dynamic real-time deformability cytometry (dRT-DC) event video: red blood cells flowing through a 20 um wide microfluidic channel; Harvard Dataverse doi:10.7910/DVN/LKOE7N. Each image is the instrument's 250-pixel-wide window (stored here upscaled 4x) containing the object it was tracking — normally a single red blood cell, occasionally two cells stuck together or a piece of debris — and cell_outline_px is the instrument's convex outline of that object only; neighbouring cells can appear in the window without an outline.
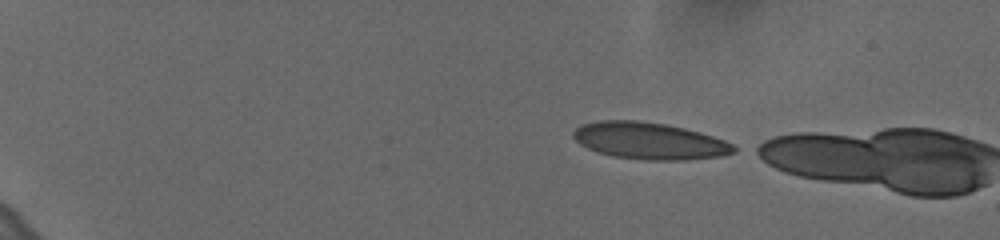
{"species": "human", "species_latin": "Homo sapiens", "temperature_condition": "cold", "stored_images_in_passage": 4, "camera_frame_rate_fps": 3000, "um_per_image_px": 0.085, "donor": {"sex": "female"}, "frame": {"image": 1, "passage_image": 1, "time_ms": 0.0, "image_size_px": [1000, 240], "cell_outline_px": [[740, 148], [736, 152], [720, 156], [684, 160], [644, 160], [612, 156], [596, 152], [580, 144], [572, 136], [572, 132], [576, 128], [584, 124], [600, 120], [636, 120], [664, 124], [684, 128], [700, 132], [724, 140]], "centroid_in_image_um": [55.21, 11.98], "position_along_channel_um": 29.8, "area_um2": 34.51}}